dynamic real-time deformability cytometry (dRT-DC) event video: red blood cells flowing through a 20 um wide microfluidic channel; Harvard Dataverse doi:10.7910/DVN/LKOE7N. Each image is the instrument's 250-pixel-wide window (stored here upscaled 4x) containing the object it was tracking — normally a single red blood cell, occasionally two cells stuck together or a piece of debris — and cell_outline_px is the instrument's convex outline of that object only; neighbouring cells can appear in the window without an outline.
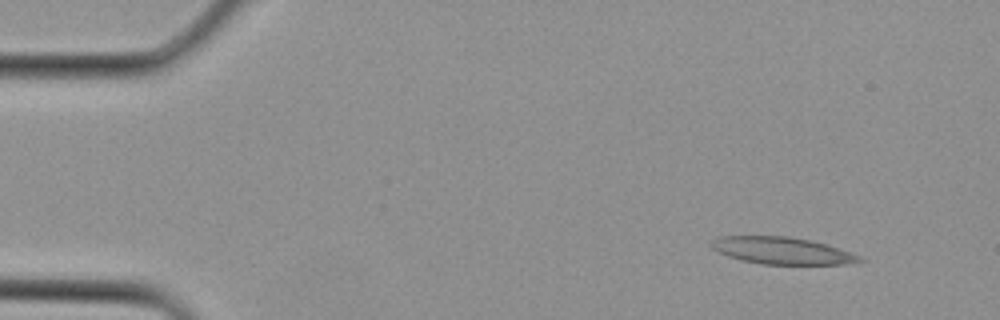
{"species": "Egyptian fruit bat (a non-hibernating species)", "species_latin": "Rousettus aegyptiacus", "temperature_condition": "cold", "stored_images_in_passage": 4, "camera_frame_rate_fps": 3000, "um_per_image_px": 0.085, "animal": {"sex": "female"}, "frame": {"image": 1, "passage_image": 1, "time_ms": 0.0, "image_size_px": [1000, 320], "cell_outline_px": [[864, 260], [844, 264], [764, 264], [740, 260], [728, 256], [712, 248], [712, 240], [720, 236], [788, 236], [808, 240], [824, 244], [860, 256]], "centroid_in_image_um": [66.42, 21.3], "position_along_channel_um": 18.6, "area_um2": 22.83}}
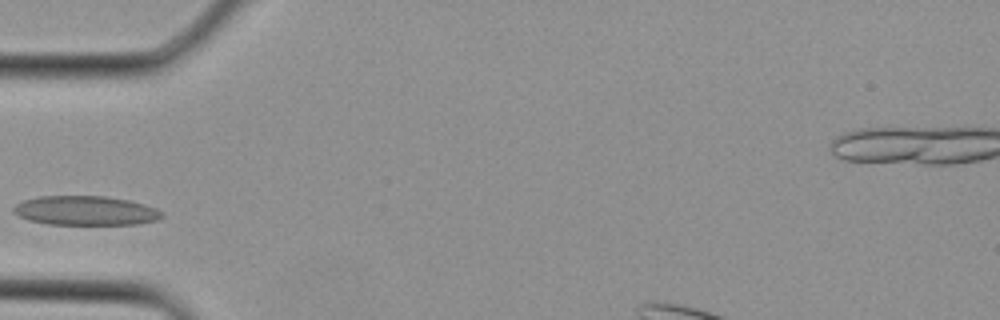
{"frame": {"image": 2, "passage_image": 4, "time_ms": 1.0, "image_size_px": [1000, 320], "cell_outline_px": [[164, 216], [156, 220], [136, 224], [48, 224], [28, 220], [12, 212], [12, 208], [16, 204], [24, 200], [40, 196], [104, 196], [128, 200], [144, 204], [156, 208], [164, 212]], "centroid_in_image_um": [7.27, 17.9], "position_along_channel_um": 77.7, "area_um2": 25.32}}